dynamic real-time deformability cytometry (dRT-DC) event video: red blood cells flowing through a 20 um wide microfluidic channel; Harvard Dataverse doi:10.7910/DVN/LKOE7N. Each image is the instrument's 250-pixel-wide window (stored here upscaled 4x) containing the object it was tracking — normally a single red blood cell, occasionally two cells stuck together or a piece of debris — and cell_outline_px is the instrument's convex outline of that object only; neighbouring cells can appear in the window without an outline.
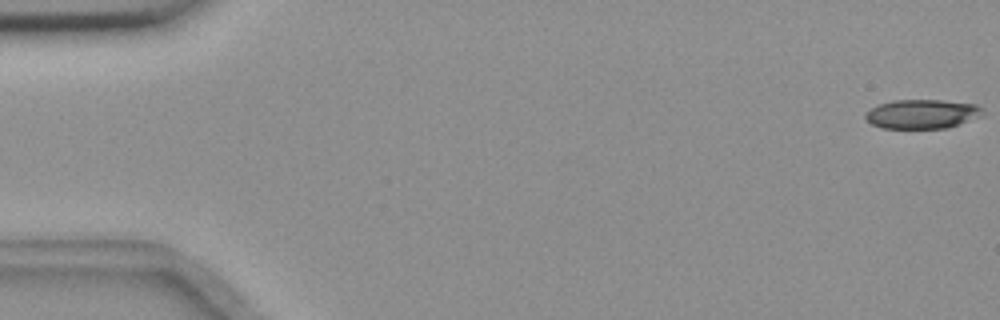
{"species": "common noctule bat (a hibernating species)", "species_latin": "Nyctalus noctula", "temperature_condition": "room temperature", "stored_images_in_passage": 4, "camera_frame_rate_fps": 3000, "um_per_image_px": 0.085, "animal": {"sex": "female", "body_mass_g": 18.4}, "frame": {"image": 1, "passage_image": 1, "time_ms": 0.0, "image_size_px": [1000, 320], "cell_outline_px": [[984, 116], [948, 128], [880, 128], [872, 124], [864, 116], [864, 112], [876, 104], [892, 100], [940, 100], [976, 104], [984, 108]], "centroid_in_image_um": [78.39, 9.68], "position_along_channel_um": 6.6, "area_um2": 20.35}}